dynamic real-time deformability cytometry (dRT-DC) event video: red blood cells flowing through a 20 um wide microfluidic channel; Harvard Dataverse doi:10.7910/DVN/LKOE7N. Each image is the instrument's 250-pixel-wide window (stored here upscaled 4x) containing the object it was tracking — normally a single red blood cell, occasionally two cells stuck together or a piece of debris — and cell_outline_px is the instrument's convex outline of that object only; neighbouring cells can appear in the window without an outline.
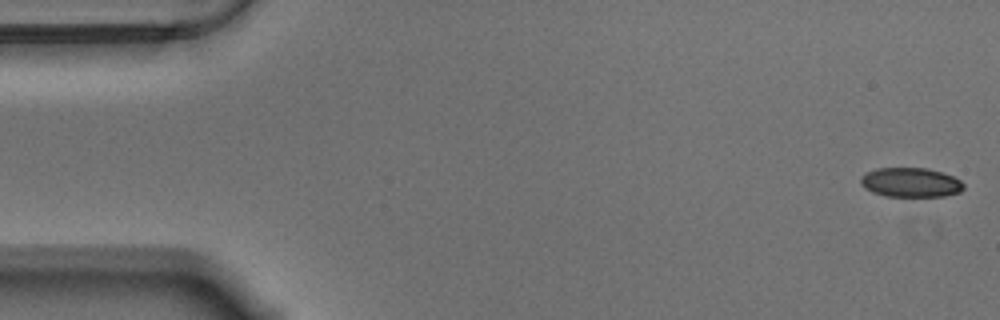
{"species": "Egyptian fruit bat (a non-hibernating species)", "species_latin": "Rousettus aegyptiacus", "temperature_condition": "warm", "stored_images_in_passage": 56, "camera_frame_rate_fps": 3000, "um_per_image_px": 0.085, "animal": {"sex": "male"}, "frame": {"image": 1, "passage_image": 1, "time_ms": 0.0, "image_size_px": [1000, 320], "cell_outline_px": [[964, 188], [960, 192], [944, 196], [884, 196], [872, 192], [864, 188], [860, 184], [860, 180], [864, 172], [876, 168], [928, 168], [952, 176], [960, 180], [964, 184]], "centroid_in_image_um": [77.37, 15.5], "position_along_channel_um": 7.6, "area_um2": 17.74}}
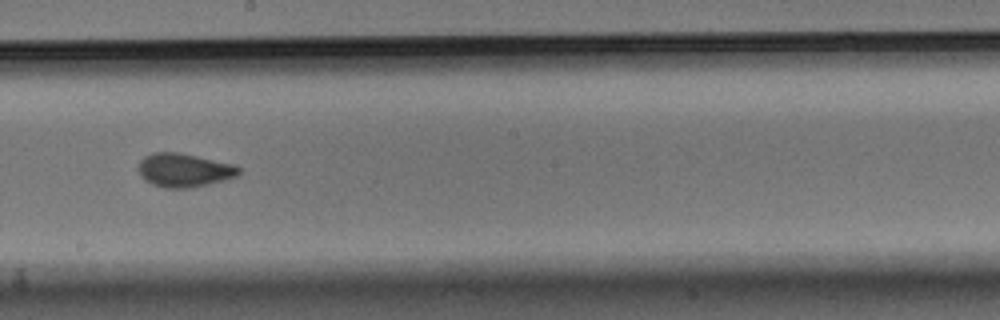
{"frame": {"image": 2, "passage_image": 31, "time_ms": 10.0, "image_size_px": [1000, 320], "cell_outline_px": [[240, 172], [236, 176], [224, 180], [192, 188], [164, 188], [152, 184], [144, 180], [140, 176], [136, 168], [140, 160], [144, 156], [152, 152], [180, 152], [232, 164], [240, 168]], "centroid_in_image_um": [15.58, 14.46], "position_along_channel_um": 232.6, "area_um2": 19.88}}
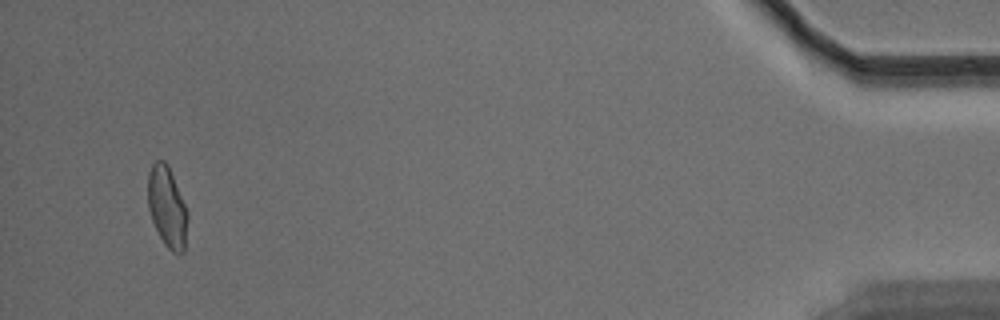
{"frame": {"image": 3, "passage_image": 54, "time_ms": 17.667, "image_size_px": [1000, 320], "cell_outline_px": [[188, 220], [184, 252], [172, 252], [164, 244], [152, 220], [148, 208], [148, 172], [152, 164], [156, 160], [164, 160], [168, 164], [188, 212]], "centroid_in_image_um": [14.21, 17.57], "position_along_channel_um": 421.0, "area_um2": 18.67}, "authors_computed_cell_mechanics": {"area_um2": 18.9006, "velocity_mm_per_s": 3.5297, "shape_relaxation_time_tau1_ms": 10.5796, "shape_relaxation_time_tau2_ms": 0.9646, "deformation_change_tau1": 0.1923, "deformation_change_tau2": 0.0458}}